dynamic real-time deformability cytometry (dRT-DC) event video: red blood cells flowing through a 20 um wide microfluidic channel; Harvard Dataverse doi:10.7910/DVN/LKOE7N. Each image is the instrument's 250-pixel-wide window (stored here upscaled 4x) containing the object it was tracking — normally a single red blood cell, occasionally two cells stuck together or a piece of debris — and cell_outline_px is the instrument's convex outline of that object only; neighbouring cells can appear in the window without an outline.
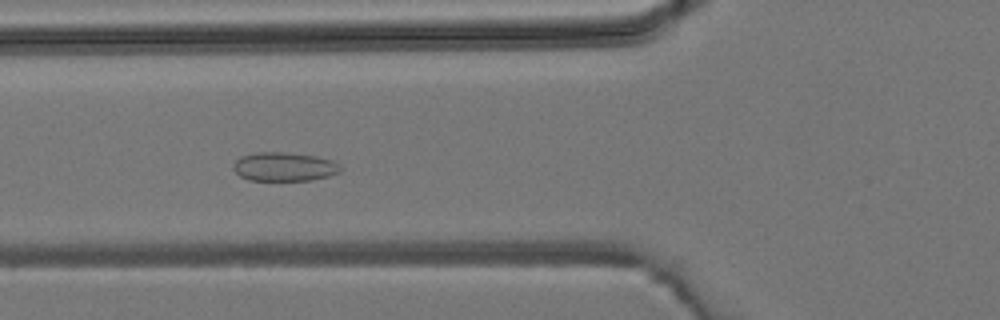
{"species": "common noctule bat (a hibernating species)", "species_latin": "Nyctalus noctula", "temperature_condition": "room temperature", "stored_images_in_passage": 7, "camera_frame_rate_fps": 3000, "um_per_image_px": 0.085, "animal": {"sex": "male", "body_mass_g": 19.2, "forearm_length_mm": 51.8}, "frame": {"image": 1, "passage_image": 5, "time_ms": 5.333, "image_size_px": [1000, 320], "cell_outline_px": [[340, 172], [328, 176], [312, 180], [248, 180], [240, 176], [232, 168], [232, 164], [240, 156], [256, 152], [284, 152], [316, 156], [332, 160], [340, 164]], "centroid_in_image_um": [24.13, 14.16], "position_along_channel_um": 101.7, "area_um2": 18.09}}
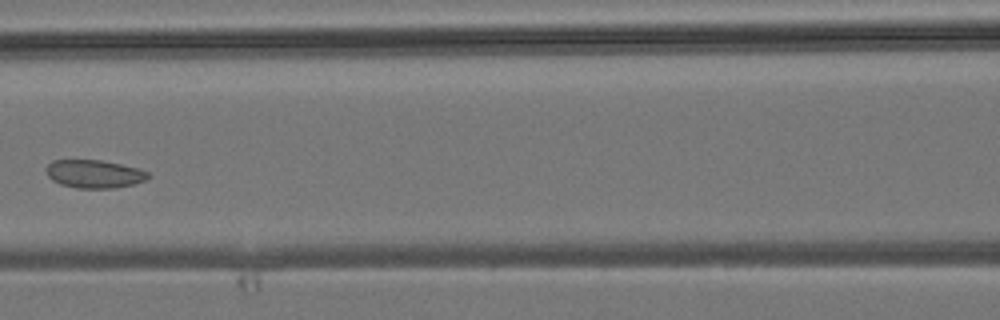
{"frame": {"image": 2, "passage_image": 6, "time_ms": 6.667, "image_size_px": [1000, 320], "cell_outline_px": [[152, 176], [144, 180], [132, 184], [112, 188], [76, 188], [60, 184], [52, 180], [48, 176], [44, 168], [52, 160], [100, 160], [120, 164], [136, 168], [148, 172]], "centroid_in_image_um": [7.97, 14.78], "position_along_channel_um": 158.6, "area_um2": 16.65}}
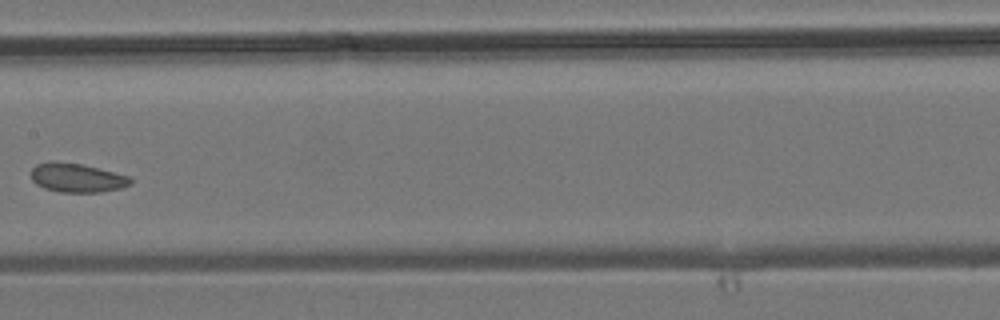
{"frame": {"image": 3, "passage_image": 7, "time_ms": 7.667, "image_size_px": [1000, 320], "cell_outline_px": [[132, 184], [120, 188], [100, 192], [60, 192], [44, 188], [36, 184], [32, 180], [32, 168], [36, 164], [48, 160], [52, 160], [80, 164], [128, 176], [132, 180]], "centroid_in_image_um": [6.49, 15.1], "position_along_channel_um": 200.9, "area_um2": 16.7}}